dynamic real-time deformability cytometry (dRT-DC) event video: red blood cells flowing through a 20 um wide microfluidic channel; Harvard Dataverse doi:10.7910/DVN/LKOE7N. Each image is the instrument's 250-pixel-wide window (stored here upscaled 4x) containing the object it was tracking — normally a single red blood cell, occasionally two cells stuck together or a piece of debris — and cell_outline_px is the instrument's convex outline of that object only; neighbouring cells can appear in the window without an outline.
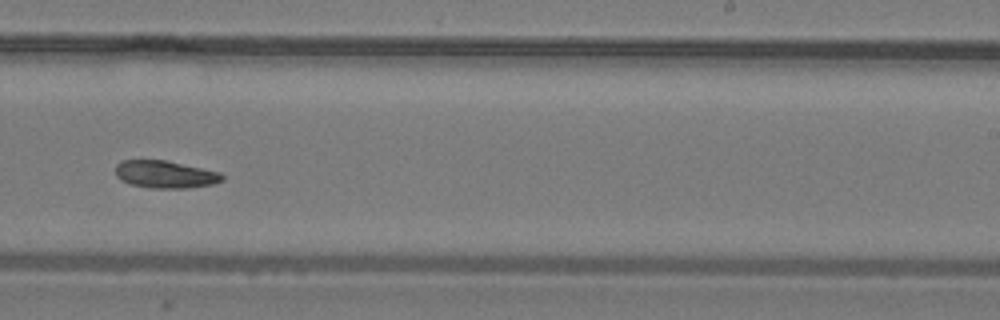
{"species": "common noctule bat (a hibernating species)", "species_latin": "Nyctalus noctula", "temperature_condition": "warm", "stored_images_in_passage": 27, "camera_frame_rate_fps": 3000, "um_per_image_px": 0.085, "animal": {"sex": "male", "body_mass_g": 19.2, "forearm_length_mm": 51.8}, "frame": {"image": 1, "passage_image": 16, "time_ms": 5.0, "image_size_px": [1000, 320], "cell_outline_px": [[224, 180], [212, 184], [188, 188], [152, 188], [132, 184], [120, 180], [116, 176], [116, 164], [124, 160], [164, 160], [220, 172], [224, 176]], "centroid_in_image_um": [14.04, 14.82], "position_along_channel_um": 275.0, "area_um2": 16.94}}